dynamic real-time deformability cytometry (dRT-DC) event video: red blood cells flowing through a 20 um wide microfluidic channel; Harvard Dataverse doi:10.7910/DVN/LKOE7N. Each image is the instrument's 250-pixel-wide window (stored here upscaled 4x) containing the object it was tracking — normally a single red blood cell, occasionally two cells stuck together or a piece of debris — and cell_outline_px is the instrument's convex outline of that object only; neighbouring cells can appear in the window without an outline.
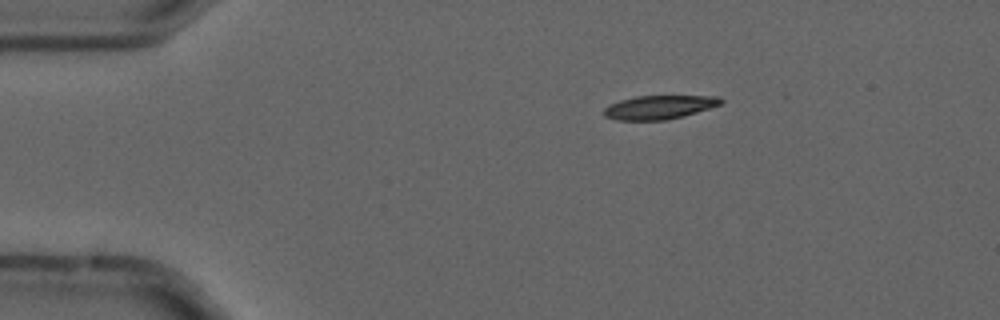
{"species": "common noctule bat (a hibernating species)", "species_latin": "Nyctalus noctula", "temperature_condition": "cold", "stored_images_in_passage": 5, "camera_frame_rate_fps": 3000, "um_per_image_px": 0.085, "animal": {"sex": "male", "forearm_length_mm": 52.5}, "frame": {"image": 1, "passage_image": 3, "time_ms": 0.667, "image_size_px": [1000, 320], "cell_outline_px": [[724, 100], [720, 104], [684, 116], [664, 120], [616, 120], [604, 116], [604, 108], [608, 104], [620, 100], [636, 96], [720, 96]], "centroid_in_image_um": [56.0, 9.11], "position_along_channel_um": 29.0, "area_um2": 16.13}}